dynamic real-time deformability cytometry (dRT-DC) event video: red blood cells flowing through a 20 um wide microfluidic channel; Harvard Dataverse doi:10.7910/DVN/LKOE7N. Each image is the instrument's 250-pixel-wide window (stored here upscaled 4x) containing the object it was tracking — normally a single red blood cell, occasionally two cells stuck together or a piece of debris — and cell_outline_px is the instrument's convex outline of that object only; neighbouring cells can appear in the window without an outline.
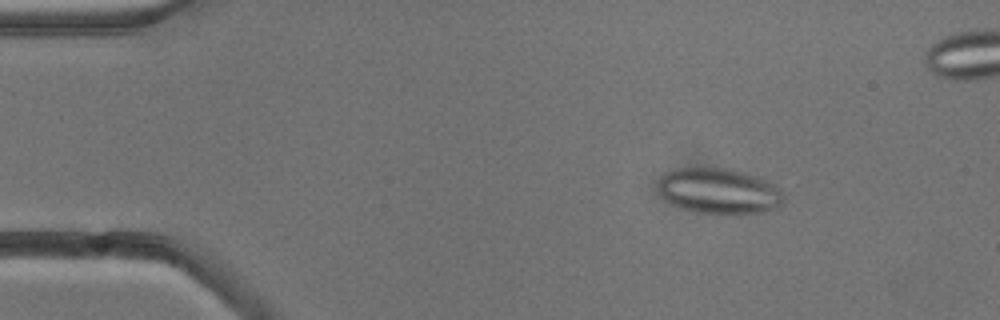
{"species": "common noctule bat (a hibernating species)", "species_latin": "Nyctalus noctula", "temperature_condition": "cold", "stored_images_in_passage": 6, "camera_frame_rate_fps": 3000, "um_per_image_px": 0.085, "animal": {"sex": "male", "body_mass_g": 13.3}, "frame": {"image": 1, "passage_image": 3, "time_ms": 2.333, "image_size_px": [1000, 320], "cell_outline_px": [[784, 204], [780, 208], [760, 212], [736, 216], [732, 216], [700, 212], [680, 208], [664, 200], [660, 192], [660, 176], [664, 172], [676, 168], [728, 168], [744, 172], [768, 180], [776, 184], [780, 188], [784, 196]], "centroid_in_image_um": [61.18, 16.26], "position_along_channel_um": 23.8, "area_um2": 34.22}}